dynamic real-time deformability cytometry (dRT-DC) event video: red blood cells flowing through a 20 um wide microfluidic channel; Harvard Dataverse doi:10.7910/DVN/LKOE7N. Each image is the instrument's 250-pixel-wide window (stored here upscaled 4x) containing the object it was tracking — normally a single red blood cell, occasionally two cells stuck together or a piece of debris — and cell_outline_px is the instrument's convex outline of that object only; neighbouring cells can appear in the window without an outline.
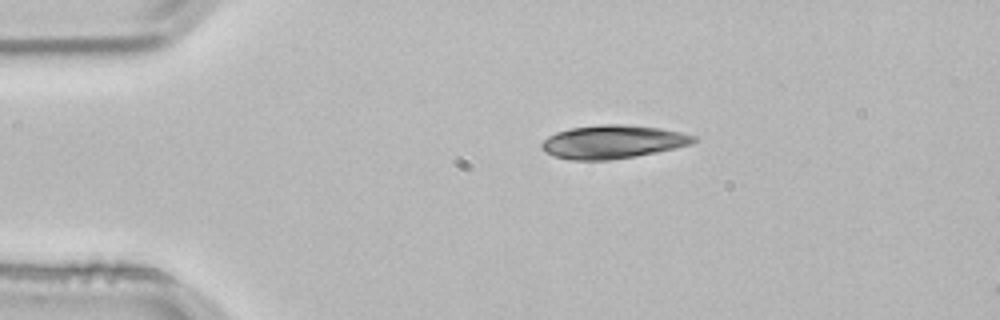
{"species": "common noctule bat (a hibernating species)", "species_latin": "Nyctalus noctula", "temperature_condition": "room temperature", "stored_images_in_passage": 3, "segment_of_instrument_passage": [1, 2], "camera_frame_rate_fps": 3000, "um_per_image_px": 0.085, "animal": {"sex": "male", "body_mass_g": 21.5, "forearm_length_mm": 52.0}, "frame": {"image": 1, "passage_image": 1, "time_ms": 0.0, "image_size_px": [1000, 320], "cell_outline_px": [[696, 140], [692, 144], [676, 148], [636, 156], [608, 160], [572, 160], [556, 156], [544, 152], [540, 148], [540, 144], [548, 136], [556, 132], [572, 128], [600, 124], [628, 124], [660, 128], [680, 132], [696, 136]], "centroid_in_image_um": [52.08, 12.05], "position_along_channel_um": 32.9, "area_um2": 29.59}}